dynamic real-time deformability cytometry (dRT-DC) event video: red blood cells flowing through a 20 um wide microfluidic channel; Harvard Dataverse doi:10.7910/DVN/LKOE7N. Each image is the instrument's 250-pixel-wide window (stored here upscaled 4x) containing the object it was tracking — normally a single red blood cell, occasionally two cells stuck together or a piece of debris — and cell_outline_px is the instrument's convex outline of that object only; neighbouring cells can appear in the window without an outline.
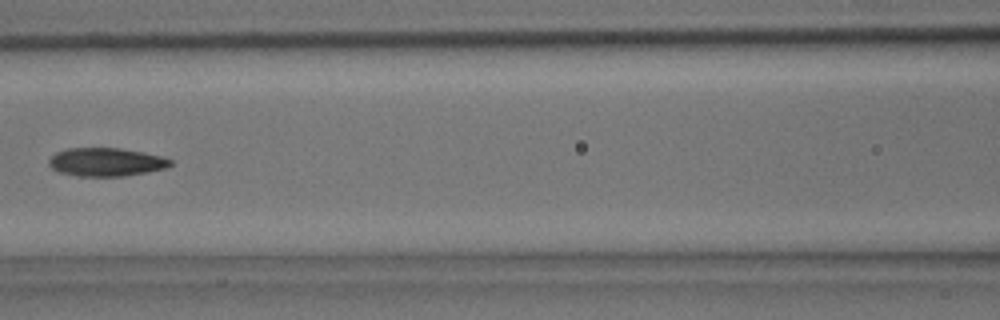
{"species": "common noctule bat (a hibernating species)", "species_latin": "Nyctalus noctula", "temperature_condition": "room temperature", "stored_images_in_passage": 39, "camera_frame_rate_fps": 3000, "um_per_image_px": 0.085, "animal": {"sex": "male", "body_mass_g": 15.6}, "frame": {"image": 1, "passage_image": 17, "time_ms": 5.333, "image_size_px": [1000, 320], "cell_outline_px": [[172, 164], [168, 168], [148, 172], [124, 176], [76, 176], [60, 172], [52, 168], [48, 164], [48, 160], [56, 152], [68, 148], [120, 148], [144, 152], [160, 156], [172, 160]], "centroid_in_image_um": [9.03, 13.77], "position_along_channel_um": 157.6, "area_um2": 20.17}}